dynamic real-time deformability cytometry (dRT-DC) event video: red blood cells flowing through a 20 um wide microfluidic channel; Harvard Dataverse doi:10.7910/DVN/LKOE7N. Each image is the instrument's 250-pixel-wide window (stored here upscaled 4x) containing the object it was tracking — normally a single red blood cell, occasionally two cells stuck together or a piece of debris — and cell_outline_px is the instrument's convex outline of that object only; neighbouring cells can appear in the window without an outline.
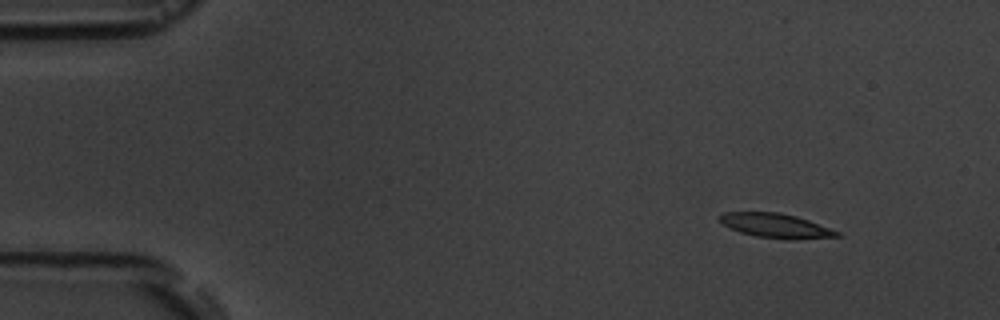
{"species": "common noctule bat (a hibernating species)", "species_latin": "Nyctalus noctula", "temperature_condition": "room temperature", "stored_images_in_passage": 4, "camera_frame_rate_fps": 3000, "um_per_image_px": 0.085, "animal": {"sex": "male", "body_mass_g": 19.5, "forearm_length_mm": 54.6}, "frame": {"image": 1, "passage_image": 1, "time_ms": 0.0, "image_size_px": [1000, 320], "cell_outline_px": [[840, 236], [796, 240], [788, 240], [756, 236], [740, 232], [728, 228], [720, 220], [720, 216], [724, 212], [780, 212], [796, 216], [808, 220], [840, 232]], "centroid_in_image_um": [65.95, 19.19], "position_along_channel_um": 19.0, "area_um2": 16.65}}
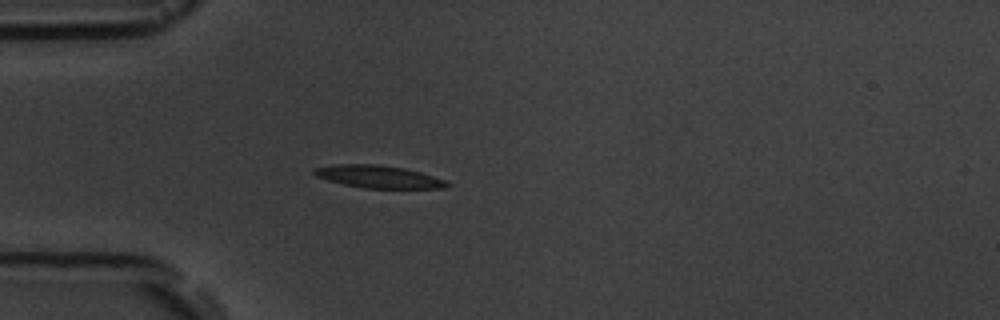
{"frame": {"image": 2, "passage_image": 4, "time_ms": 3.333, "image_size_px": [1000, 320], "cell_outline_px": [[452, 184], [444, 188], [364, 188], [344, 184], [328, 180], [316, 176], [312, 172], [312, 168], [336, 164], [376, 164], [404, 168], [420, 172], [444, 180]], "centroid_in_image_um": [32.14, 15.01], "position_along_channel_um": 52.9, "area_um2": 17.34}}